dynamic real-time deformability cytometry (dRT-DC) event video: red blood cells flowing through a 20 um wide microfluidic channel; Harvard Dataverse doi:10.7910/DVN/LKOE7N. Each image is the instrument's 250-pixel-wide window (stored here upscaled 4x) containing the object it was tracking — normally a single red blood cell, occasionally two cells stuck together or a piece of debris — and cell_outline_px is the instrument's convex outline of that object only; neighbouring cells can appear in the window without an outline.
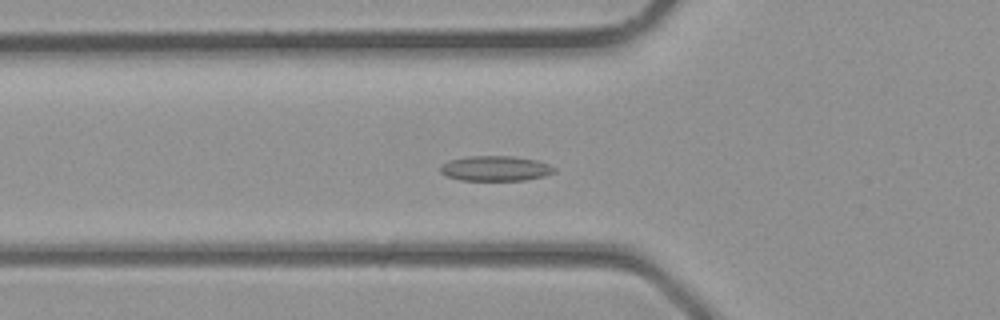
{"species": "common noctule bat (a hibernating species)", "species_latin": "Nyctalus noctula", "temperature_condition": "room temperature", "stored_images_in_passage": 39, "camera_frame_rate_fps": 3000, "um_per_image_px": 0.085, "animal": {"sex": "male", "body_mass_g": 23.1, "forearm_length_mm": 52.7}, "frame": {"image": 1, "passage_image": 13, "time_ms": 4.0, "image_size_px": [1000, 320], "cell_outline_px": [[556, 172], [544, 176], [524, 180], [460, 180], [448, 176], [440, 172], [440, 164], [448, 160], [468, 156], [512, 156], [536, 160], [548, 164], [556, 168]], "centroid_in_image_um": [42.1, 14.31], "position_along_channel_um": 83.7, "area_um2": 16.7}}
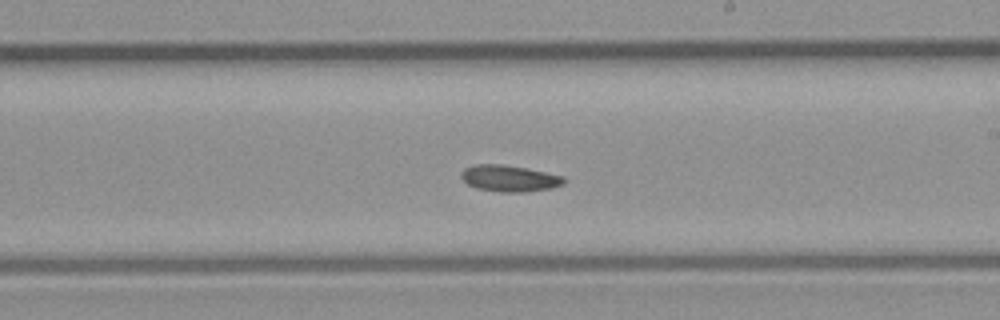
{"frame": {"image": 2, "passage_image": 22, "time_ms": 7.0, "image_size_px": [1000, 320], "cell_outline_px": [[568, 180], [564, 184], [552, 188], [524, 192], [500, 192], [476, 188], [468, 184], [460, 176], [460, 172], [464, 168], [476, 164], [504, 164], [528, 168], [564, 176]], "centroid_in_image_um": [43.33, 15.15], "position_along_channel_um": 245.7, "area_um2": 16.07}}
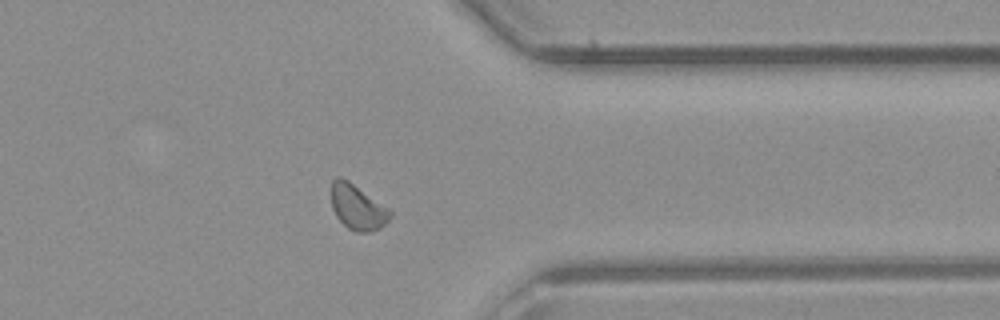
{"frame": {"image": 3, "passage_image": 30, "time_ms": 9.667, "image_size_px": [1000, 320], "cell_outline_px": [[392, 216], [380, 228], [368, 232], [356, 232], [348, 228], [336, 216], [332, 208], [332, 180], [336, 176], [340, 176], [348, 180], [388, 208], [392, 212]], "centroid_in_image_um": [30.38, 17.61], "position_along_channel_um": 381.0, "area_um2": 15.32}}